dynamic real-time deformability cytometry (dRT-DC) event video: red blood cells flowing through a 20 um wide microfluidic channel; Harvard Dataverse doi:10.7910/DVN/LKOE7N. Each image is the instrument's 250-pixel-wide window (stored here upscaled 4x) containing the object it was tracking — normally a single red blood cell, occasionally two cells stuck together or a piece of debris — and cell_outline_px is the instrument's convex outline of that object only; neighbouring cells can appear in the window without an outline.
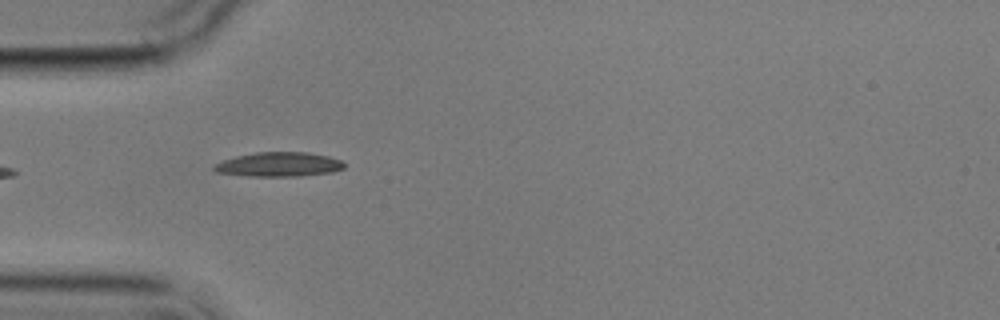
{"species": "common noctule bat (a hibernating species)", "species_latin": "Nyctalus noctula", "temperature_condition": "cold", "stored_images_in_passage": 6, "camera_frame_rate_fps": 3000, "um_per_image_px": 0.085, "animal": {"sex": "male", "body_mass_g": 17.9}, "frame": {"image": 1, "passage_image": 5, "time_ms": 5.0, "image_size_px": [1000, 320], "cell_outline_px": [[344, 168], [332, 172], [300, 176], [248, 176], [216, 172], [212, 168], [216, 164], [224, 160], [236, 156], [256, 152], [308, 152], [328, 156], [340, 160], [344, 164]], "centroid_in_image_um": [23.71, 13.97], "position_along_channel_um": 61.3, "area_um2": 18.38}}
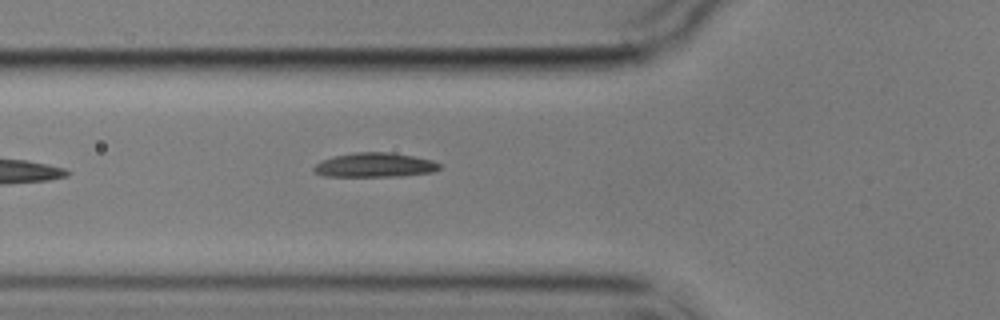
{"frame": {"image": 2, "passage_image": 6, "time_ms": 6.0, "image_size_px": [1000, 320], "cell_outline_px": [[440, 168], [432, 172], [400, 176], [324, 176], [312, 172], [312, 168], [316, 164], [332, 156], [352, 152], [392, 152], [432, 160], [440, 164]], "centroid_in_image_um": [31.82, 14.02], "position_along_channel_um": 94.0, "area_um2": 17.86}}